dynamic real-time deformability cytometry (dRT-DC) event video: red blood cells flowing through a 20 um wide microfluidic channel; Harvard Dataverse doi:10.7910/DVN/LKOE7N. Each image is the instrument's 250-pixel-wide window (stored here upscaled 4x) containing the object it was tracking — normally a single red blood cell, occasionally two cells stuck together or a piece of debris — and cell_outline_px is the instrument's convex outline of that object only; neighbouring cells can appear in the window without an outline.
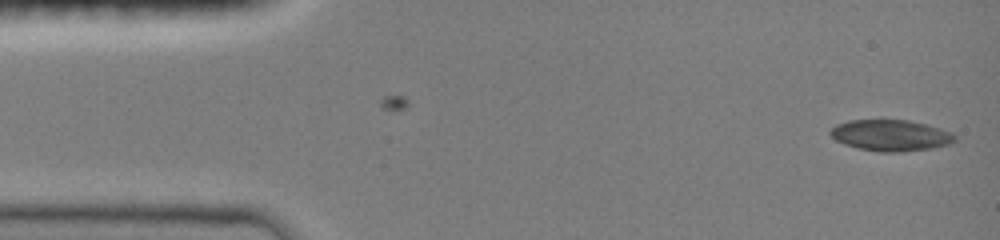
{"species": "common noctule bat (a hibernating species)", "species_latin": "Nyctalus noctula", "temperature_condition": "room temperature", "stored_images_in_passage": 46, "camera_frame_rate_fps": 3000, "um_per_image_px": 0.085, "animal": {"sex": "female", "body_mass_g": 19.0, "forearm_length_mm": 51.5}, "frame": {"image": 1, "passage_image": 1, "time_ms": 0.0, "image_size_px": [1000, 240], "cell_outline_px": [[956, 140], [948, 144], [932, 148], [900, 152], [880, 152], [856, 148], [844, 144], [836, 140], [828, 132], [836, 124], [848, 120], [908, 120], [928, 124], [940, 128], [956, 136]], "centroid_in_image_um": [75.68, 11.5], "position_along_channel_um": 9.3, "area_um2": 22.66}}
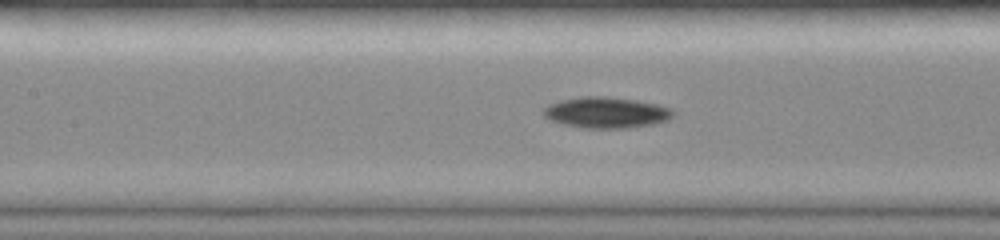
{"frame": {"image": 2, "passage_image": 20, "time_ms": 6.333, "image_size_px": [1000, 240], "cell_outline_px": [[676, 112], [668, 120], [652, 124], [628, 128], [584, 128], [564, 124], [552, 120], [544, 116], [544, 108], [548, 104], [560, 100], [580, 96], [604, 96], [636, 100], [656, 104], [672, 108]], "centroid_in_image_um": [51.55, 9.56], "position_along_channel_um": 155.9, "area_um2": 23.41}}
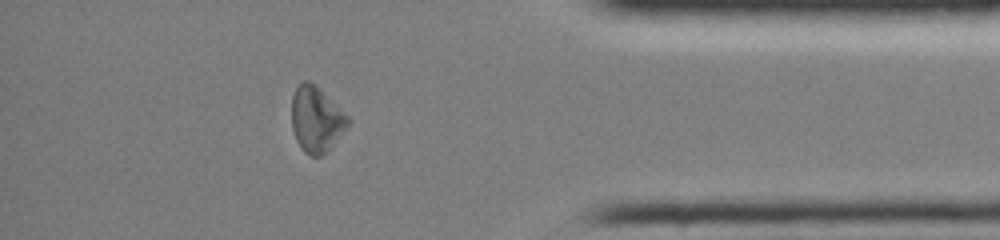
{"frame": {"image": 3, "passage_image": 40, "time_ms": 13.0, "image_size_px": [1000, 240], "cell_outline_px": [[348, 124], [332, 144], [320, 156], [312, 156], [304, 152], [300, 148], [296, 140], [292, 128], [292, 96], [296, 88], [304, 80], [308, 80], [316, 84], [348, 116]], "centroid_in_image_um": [26.84, 10.11], "position_along_channel_um": 408.4, "area_um2": 21.1}, "authors_computed_cell_mechanics": {"area_um2": 22.1663, "velocity_mm_per_s": 4.0474, "shape_relaxation_time_tau1_ms": 2.0796, "shape_relaxation_time_tau2_ms": null, "deformation_change_tau1": 0.0976, "deformation_change_tau2": null}}